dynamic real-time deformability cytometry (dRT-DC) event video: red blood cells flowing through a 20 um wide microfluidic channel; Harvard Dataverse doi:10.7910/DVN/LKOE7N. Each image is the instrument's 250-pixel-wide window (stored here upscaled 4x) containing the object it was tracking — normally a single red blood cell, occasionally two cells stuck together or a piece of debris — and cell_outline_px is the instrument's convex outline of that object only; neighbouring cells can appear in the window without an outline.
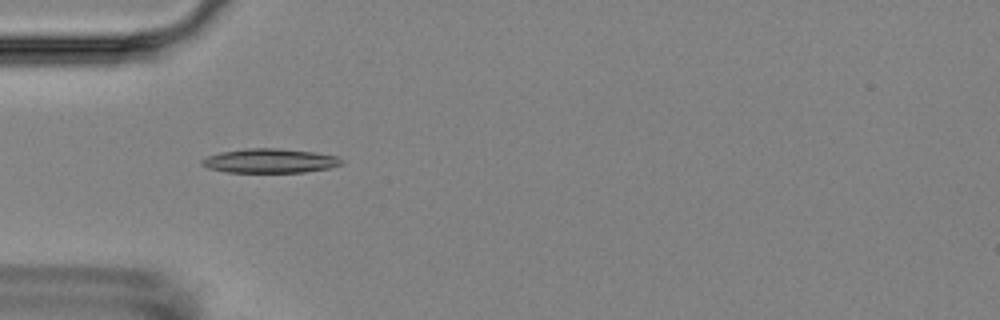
{"species": "Egyptian fruit bat (a non-hibernating species)", "species_latin": "Rousettus aegyptiacus", "temperature_condition": "room temperature", "stored_images_in_passage": 4, "camera_frame_rate_fps": 3000, "um_per_image_px": 0.085, "animal": {"sex": "female"}, "frame": {"image": 1, "passage_image": 1, "time_ms": 0.0, "image_size_px": [1000, 320], "cell_outline_px": [[344, 164], [328, 168], [304, 172], [224, 172], [208, 168], [200, 164], [200, 160], [208, 156], [220, 152], [244, 148], [276, 148], [316, 152], [336, 156], [344, 160]], "centroid_in_image_um": [22.93, 13.66], "position_along_channel_um": 62.1, "area_um2": 19.88}}
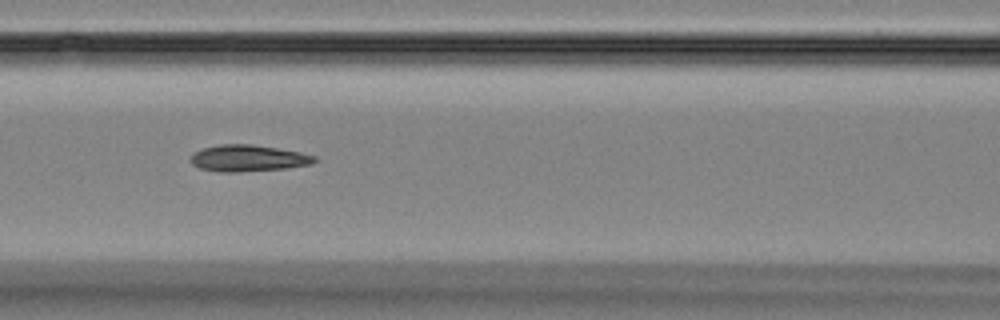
{"frame": {"image": 2, "passage_image": 3, "time_ms": 2.333, "image_size_px": [1000, 320], "cell_outline_px": [[320, 160], [312, 164], [284, 168], [236, 172], [220, 172], [200, 168], [192, 164], [192, 156], [196, 152], [204, 148], [220, 144], [252, 144], [300, 152], [316, 156]], "centroid_in_image_um": [21.14, 13.45], "position_along_channel_um": 145.5, "area_um2": 18.96}}
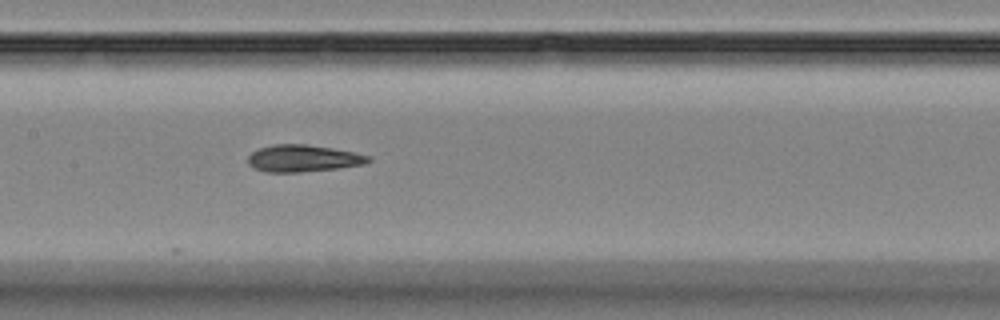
{"frame": {"image": 3, "passage_image": 4, "time_ms": 3.333, "image_size_px": [1000, 320], "cell_outline_px": [[372, 160], [364, 164], [340, 168], [300, 172], [264, 172], [252, 168], [248, 164], [248, 156], [252, 152], [260, 148], [272, 144], [308, 144], [332, 148], [372, 156]], "centroid_in_image_um": [25.75, 13.46], "position_along_channel_um": 181.6, "area_um2": 19.07}}